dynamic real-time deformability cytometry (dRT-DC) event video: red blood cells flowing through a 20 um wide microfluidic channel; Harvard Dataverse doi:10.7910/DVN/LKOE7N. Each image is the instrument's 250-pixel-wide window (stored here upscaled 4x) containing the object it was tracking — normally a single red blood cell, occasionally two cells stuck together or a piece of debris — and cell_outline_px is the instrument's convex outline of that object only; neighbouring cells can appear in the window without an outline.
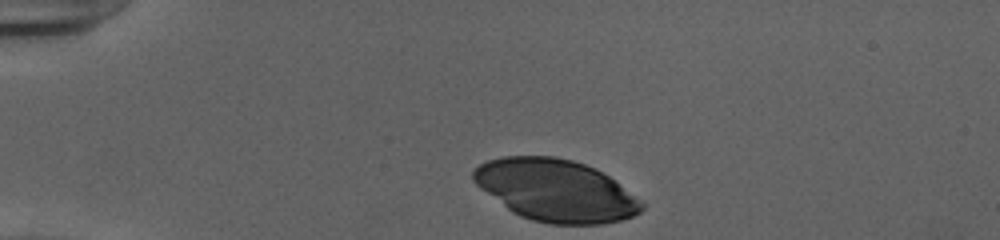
{"species": "human", "species_latin": "Homo sapiens", "temperature_condition": "cold", "stored_images_in_passage": 34, "camera_frame_rate_fps": 3000, "um_per_image_px": 0.085, "donor": {"sex": "female"}, "frame": {"image": 1, "passage_image": 1, "time_ms": 0.0, "image_size_px": [1000, 240], "cell_outline_px": [[644, 208], [640, 212], [632, 216], [620, 220], [600, 224], [548, 224], [532, 220], [520, 216], [512, 212], [480, 188], [472, 180], [472, 172], [480, 164], [488, 160], [504, 156], [552, 156], [572, 160], [596, 168], [608, 176], [644, 204]], "centroid_in_image_um": [47.2, 16.18], "position_along_channel_um": 37.8, "area_um2": 60.34}}